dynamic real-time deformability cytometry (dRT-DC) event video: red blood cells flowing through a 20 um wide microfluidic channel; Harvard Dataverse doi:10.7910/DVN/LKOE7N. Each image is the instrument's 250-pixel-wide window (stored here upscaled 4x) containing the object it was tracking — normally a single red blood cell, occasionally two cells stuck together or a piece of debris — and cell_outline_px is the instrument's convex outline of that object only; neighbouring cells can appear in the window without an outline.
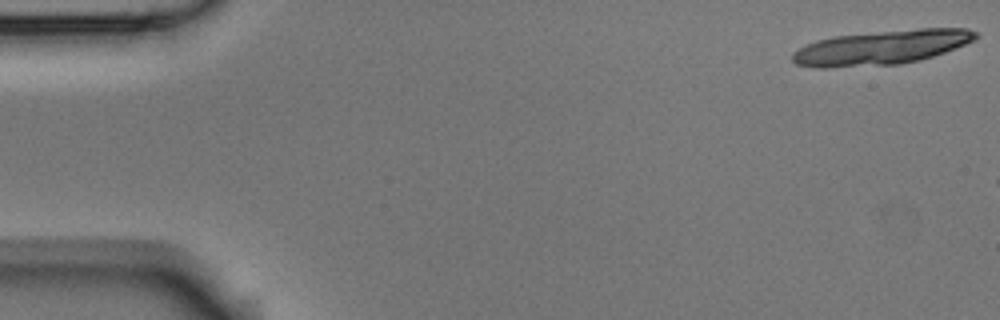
{"species": "Egyptian fruit bat (a non-hibernating species)", "species_latin": "Rousettus aegyptiacus", "temperature_condition": "room temperature", "stored_images_in_passage": 8, "camera_frame_rate_fps": 3000, "um_per_image_px": 0.085, "animal": {"sex": "male"}, "frame": {"image": 1, "passage_image": 1, "time_ms": 0.0, "image_size_px": [1000, 320], "cell_outline_px": [[980, 36], [976, 40], [944, 52], [920, 60], [900, 64], [828, 68], [816, 68], [796, 64], [792, 60], [792, 52], [816, 40], [832, 36], [920, 28], [968, 28], [976, 32]], "centroid_in_image_um": [74.93, 4.03], "position_along_channel_um": 10.1, "area_um2": 36.82}}